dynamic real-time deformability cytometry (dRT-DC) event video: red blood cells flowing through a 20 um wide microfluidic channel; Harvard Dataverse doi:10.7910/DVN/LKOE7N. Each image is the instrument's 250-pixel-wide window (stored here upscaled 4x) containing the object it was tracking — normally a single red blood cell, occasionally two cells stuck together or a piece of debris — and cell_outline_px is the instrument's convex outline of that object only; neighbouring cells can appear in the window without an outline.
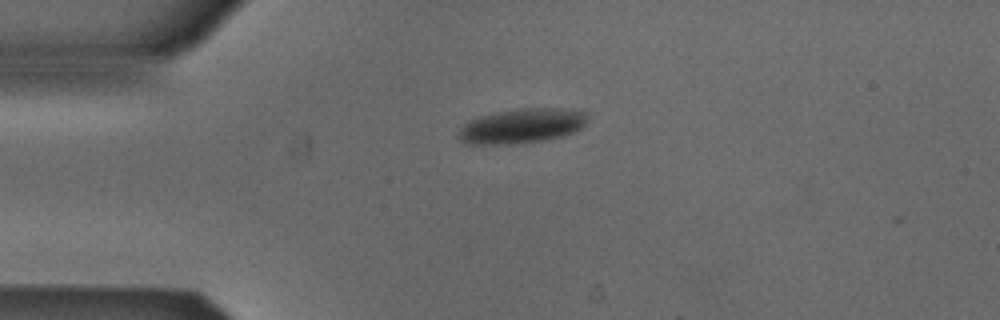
{"species": "Egyptian fruit bat (a non-hibernating species)", "species_latin": "Rousettus aegyptiacus", "temperature_condition": "cold", "stored_images_in_passage": 4, "camera_frame_rate_fps": 3000, "um_per_image_px": 0.085, "animal": {"sex": "male"}, "frame": {"image": 1, "passage_image": 1, "time_ms": 0.0, "image_size_px": [1000, 320], "cell_outline_px": [[588, 120], [576, 132], [564, 136], [544, 140], [512, 144], [468, 144], [460, 140], [456, 136], [460, 128], [468, 120], [480, 116], [496, 112], [520, 108], [560, 108], [588, 112]], "centroid_in_image_um": [44.35, 10.7], "position_along_channel_um": 40.6, "area_um2": 26.36}}
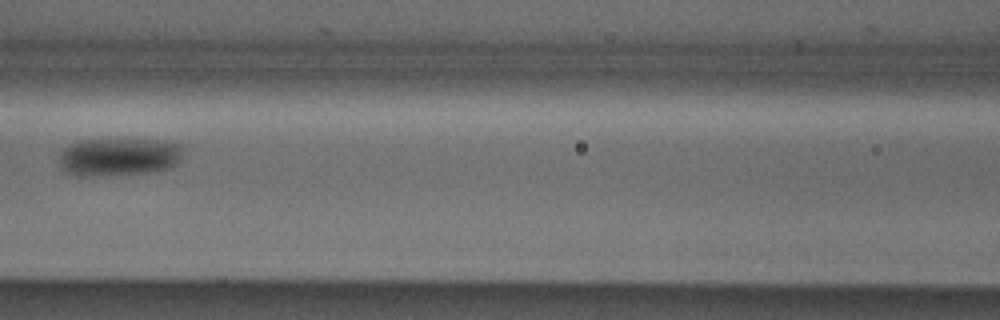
{"frame": {"image": 2, "passage_image": 4, "time_ms": 1.0, "image_size_px": [1000, 320], "cell_outline_px": [[184, 148], [176, 164], [168, 168], [148, 172], [88, 176], [76, 176], [64, 172], [60, 168], [60, 152], [68, 144], [80, 140], [116, 136], [164, 140], [184, 144]], "centroid_in_image_um": [10.08, 13.26], "position_along_channel_um": 156.5, "area_um2": 28.73}}